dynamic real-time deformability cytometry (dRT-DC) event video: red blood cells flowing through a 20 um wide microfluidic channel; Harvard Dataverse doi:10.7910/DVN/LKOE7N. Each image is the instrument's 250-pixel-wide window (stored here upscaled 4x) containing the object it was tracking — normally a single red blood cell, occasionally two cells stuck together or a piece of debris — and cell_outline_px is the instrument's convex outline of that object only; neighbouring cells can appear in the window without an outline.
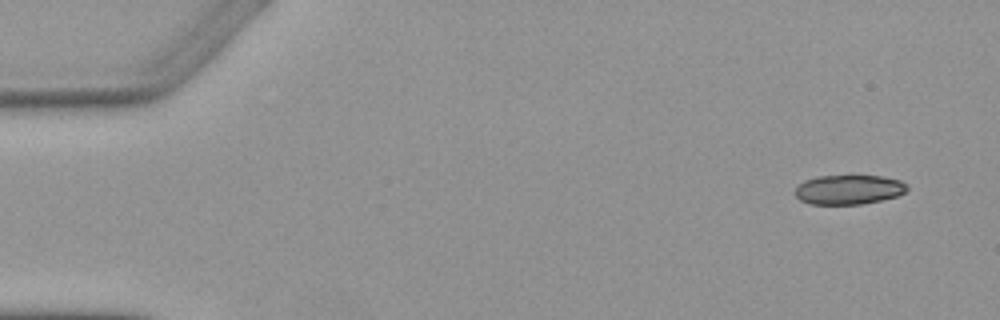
{"species": "Egyptian fruit bat (a non-hibernating species)", "species_latin": "Rousettus aegyptiacus", "temperature_condition": "warm", "stored_images_in_passage": 4, "camera_frame_rate_fps": 3000, "um_per_image_px": 0.085, "animal": {"sex": "female"}, "frame": {"image": 1, "passage_image": 1, "time_ms": 0.0, "image_size_px": [1000, 320], "cell_outline_px": [[908, 188], [904, 192], [896, 196], [880, 200], [860, 204], [808, 204], [800, 200], [796, 196], [796, 188], [804, 180], [816, 176], [884, 176], [900, 180], [908, 184]], "centroid_in_image_um": [72.14, 16.11], "position_along_channel_um": 12.9, "area_um2": 19.19}}
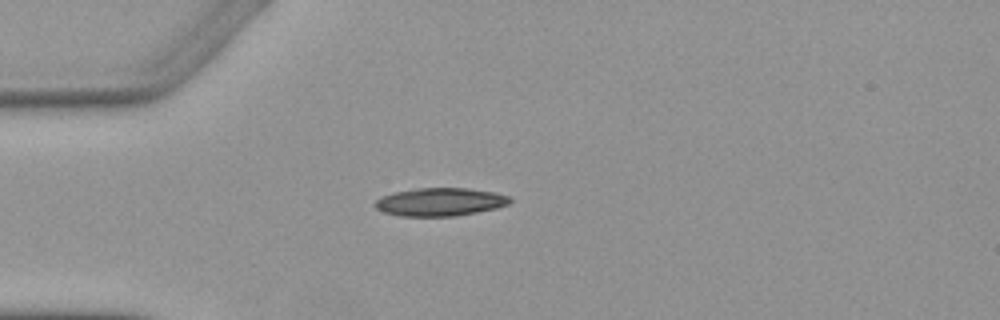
{"frame": {"image": 2, "passage_image": 3, "time_ms": 3.667, "image_size_px": [1000, 320], "cell_outline_px": [[512, 200], [508, 204], [496, 208], [456, 216], [400, 216], [384, 212], [376, 208], [372, 204], [380, 196], [396, 192], [420, 188], [468, 188], [496, 192], [512, 196]], "centroid_in_image_um": [37.43, 17.16], "position_along_channel_um": 47.6, "area_um2": 22.2}}